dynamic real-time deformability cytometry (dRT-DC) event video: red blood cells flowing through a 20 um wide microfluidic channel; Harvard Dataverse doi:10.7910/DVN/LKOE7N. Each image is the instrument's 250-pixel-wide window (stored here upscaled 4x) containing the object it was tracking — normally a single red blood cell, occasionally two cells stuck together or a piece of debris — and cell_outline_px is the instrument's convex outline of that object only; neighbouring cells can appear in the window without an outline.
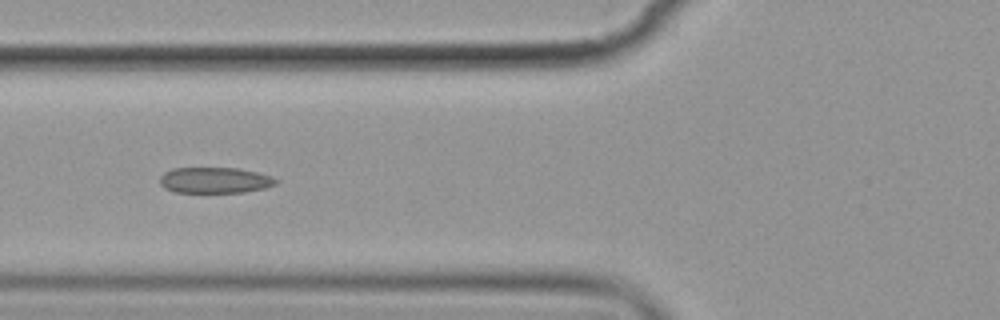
{"species": "common noctule bat (a hibernating species)", "species_latin": "Nyctalus noctula", "temperature_condition": "cold", "stored_images_in_passage": 8, "camera_frame_rate_fps": 3000, "um_per_image_px": 0.085, "animal": {"sex": "female", "body_mass_g": 19.9}, "frame": {"image": 1, "passage_image": 6, "time_ms": 6.0, "image_size_px": [1000, 320], "cell_outline_px": [[280, 180], [276, 184], [264, 188], [244, 192], [172, 192], [164, 188], [160, 184], [160, 176], [164, 172], [172, 168], [240, 168], [272, 176]], "centroid_in_image_um": [18.26, 15.31], "position_along_channel_um": 107.5, "area_um2": 17.63}}
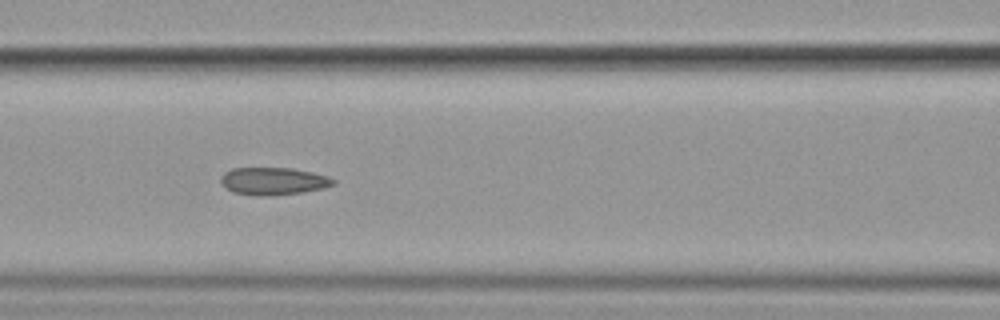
{"frame": {"image": 2, "passage_image": 7, "time_ms": 7.0, "image_size_px": [1000, 320], "cell_outline_px": [[336, 184], [324, 188], [304, 192], [272, 196], [268, 196], [232, 192], [220, 180], [220, 176], [224, 172], [232, 168], [292, 168], [312, 172], [328, 176], [336, 180]], "centroid_in_image_um": [23.28, 15.39], "position_along_channel_um": 143.3, "area_um2": 18.03}}
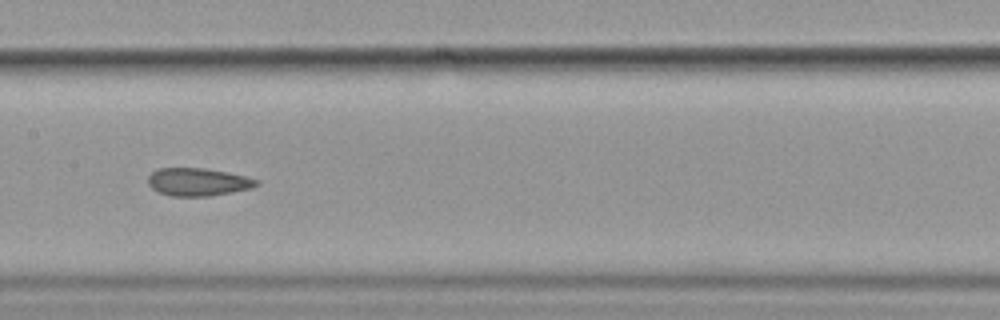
{"frame": {"image": 3, "passage_image": 8, "time_ms": 8.333, "image_size_px": [1000, 320], "cell_outline_px": [[260, 184], [252, 188], [232, 192], [208, 196], [172, 196], [160, 192], [152, 188], [148, 184], [148, 176], [156, 168], [204, 168], [244, 176], [260, 180]], "centroid_in_image_um": [16.82, 15.46], "position_along_channel_um": 190.6, "area_um2": 17.51}}